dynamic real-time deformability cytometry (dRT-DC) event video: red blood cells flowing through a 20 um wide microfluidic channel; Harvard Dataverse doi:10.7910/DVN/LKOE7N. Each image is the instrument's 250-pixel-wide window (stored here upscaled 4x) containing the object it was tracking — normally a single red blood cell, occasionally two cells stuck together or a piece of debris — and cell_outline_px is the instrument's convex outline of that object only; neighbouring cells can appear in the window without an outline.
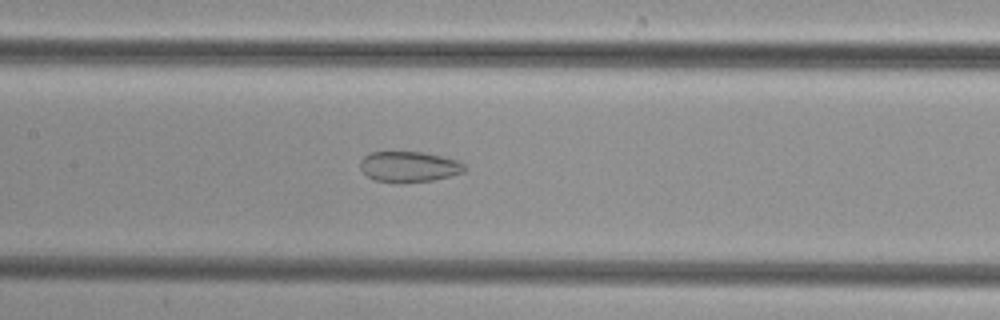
{"species": "common noctule bat (a hibernating species)", "species_latin": "Nyctalus noctula", "temperature_condition": "cold", "stored_images_in_passage": 32, "camera_frame_rate_fps": 3000, "um_per_image_px": 0.085, "animal": {"sex": "female", "body_mass_g": 29.2, "forearm_length_mm": 56.3}, "frame": {"image": 1, "passage_image": 23, "time_ms": 7.333, "image_size_px": [1000, 320], "cell_outline_px": [[468, 168], [464, 172], [432, 180], [396, 184], [376, 180], [368, 176], [360, 168], [360, 160], [368, 152], [424, 152], [460, 160]], "centroid_in_image_um": [34.78, 14.17], "position_along_channel_um": 172.6, "area_um2": 18.9}}
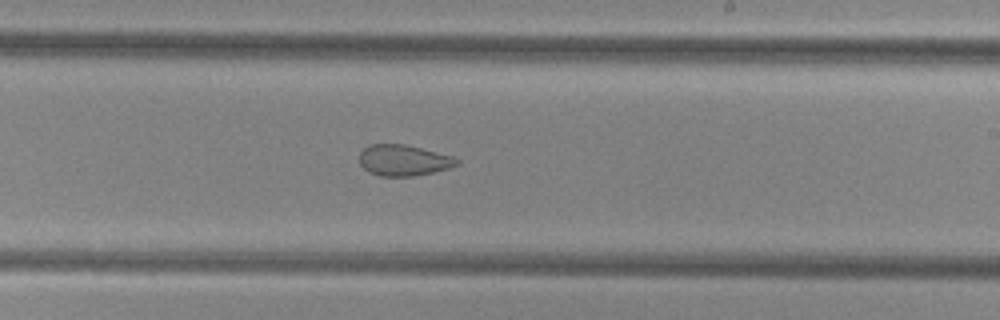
{"frame": {"image": 2, "passage_image": 29, "time_ms": 9.333, "image_size_px": [1000, 320], "cell_outline_px": [[460, 164], [448, 168], [416, 176], [380, 176], [368, 172], [360, 164], [360, 152], [368, 144], [404, 144], [452, 156], [460, 160]], "centroid_in_image_um": [34.29, 13.63], "position_along_channel_um": 254.7, "area_um2": 17.57}}
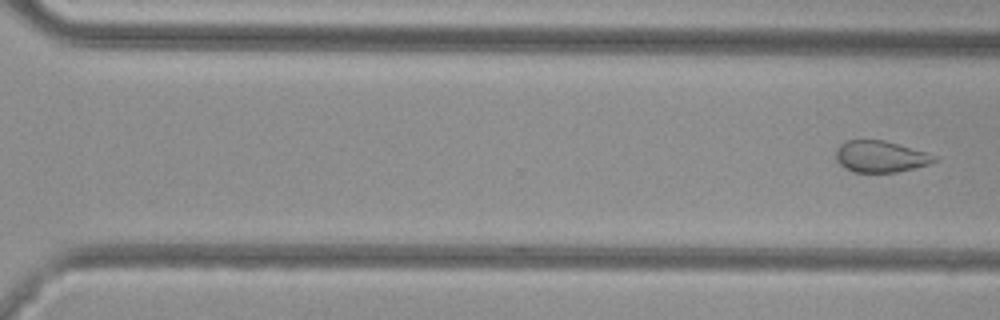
{"frame": {"image": 3, "passage_image": 32, "time_ms": 10.333, "image_size_px": [1000, 320], "cell_outline_px": [[936, 160], [928, 164], [896, 172], [852, 172], [844, 168], [836, 160], [836, 148], [840, 144], [848, 140], [884, 140], [924, 152], [936, 156]], "centroid_in_image_um": [74.77, 13.31], "position_along_channel_um": 295.8, "area_um2": 17.8}}